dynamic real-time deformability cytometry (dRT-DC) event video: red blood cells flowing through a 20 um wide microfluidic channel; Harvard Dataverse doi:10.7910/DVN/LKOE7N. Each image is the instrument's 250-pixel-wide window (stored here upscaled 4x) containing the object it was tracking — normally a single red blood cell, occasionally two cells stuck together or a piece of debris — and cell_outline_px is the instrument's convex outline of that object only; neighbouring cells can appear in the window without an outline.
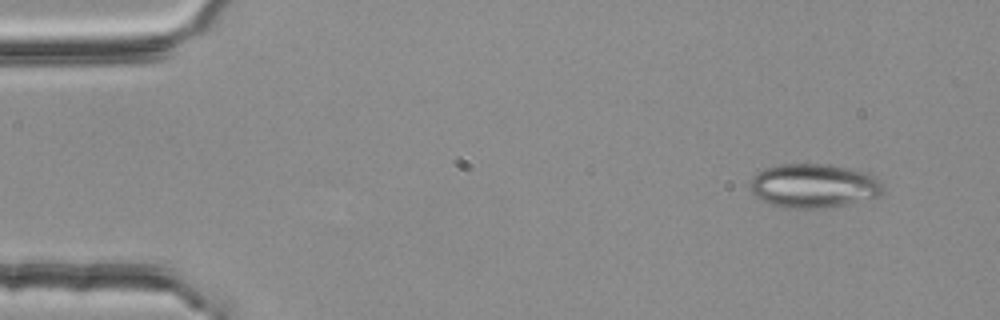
{"species": "common noctule bat (a hibernating species)", "species_latin": "Nyctalus noctula", "temperature_condition": "room temperature", "stored_images_in_passage": 4, "segment_of_instrument_passage": [1, 2], "camera_frame_rate_fps": 3000, "um_per_image_px": 0.085, "animal": {"sex": "female", "body_mass_g": 25.1}, "frame": {"image": 1, "passage_image": 1, "time_ms": 0.0, "image_size_px": [1000, 320], "cell_outline_px": [[884, 192], [880, 196], [848, 204], [824, 208], [792, 208], [768, 204], [760, 200], [752, 192], [748, 184], [752, 176], [764, 168], [780, 164], [828, 164], [864, 172], [876, 176], [884, 184]], "centroid_in_image_um": [69.17, 15.79], "position_along_channel_um": 15.8, "area_um2": 34.45}}